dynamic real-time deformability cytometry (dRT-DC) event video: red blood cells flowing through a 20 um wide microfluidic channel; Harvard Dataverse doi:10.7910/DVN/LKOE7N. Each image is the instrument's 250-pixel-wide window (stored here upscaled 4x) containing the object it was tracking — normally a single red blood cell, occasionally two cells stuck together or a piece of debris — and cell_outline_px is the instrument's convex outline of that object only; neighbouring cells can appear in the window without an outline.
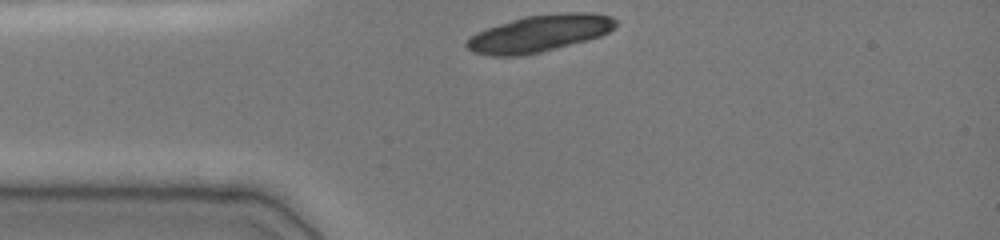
{"species": "common noctule bat (a hibernating species)", "species_latin": "Nyctalus noctula", "temperature_condition": "cold", "stored_images_in_passage": 26, "camera_frame_rate_fps": 3000, "um_per_image_px": 0.085, "animal": {"sex": "female", "body_mass_g": 19.0, "forearm_length_mm": 51.5}, "frame": {"image": 1, "passage_image": 1, "time_ms": 0.0, "image_size_px": [1000, 240], "cell_outline_px": [[616, 24], [608, 32], [600, 36], [588, 40], [540, 52], [520, 56], [488, 56], [472, 52], [464, 44], [476, 32], [524, 16], [564, 12], [592, 12], [612, 16], [616, 20]], "centroid_in_image_um": [45.86, 2.84], "position_along_channel_um": 39.1, "area_um2": 31.96}}